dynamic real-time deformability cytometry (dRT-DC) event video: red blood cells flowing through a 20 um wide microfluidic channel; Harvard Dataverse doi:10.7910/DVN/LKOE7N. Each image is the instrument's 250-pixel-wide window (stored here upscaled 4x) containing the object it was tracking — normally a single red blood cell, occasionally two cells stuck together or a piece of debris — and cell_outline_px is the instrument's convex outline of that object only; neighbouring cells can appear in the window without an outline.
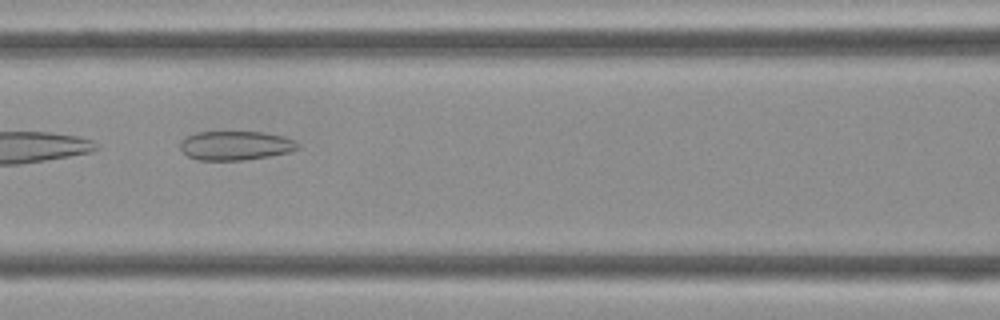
{"species": "Egyptian fruit bat (a non-hibernating species)", "species_latin": "Rousettus aegyptiacus", "temperature_condition": "cold", "stored_images_in_passage": 6, "camera_frame_rate_fps": 3000, "um_per_image_px": 0.085, "frame": {"image": 1, "passage_image": 6, "time_ms": 1.667, "image_size_px": [1000, 320], "cell_outline_px": [[300, 148], [288, 152], [268, 156], [240, 160], [196, 160], [188, 156], [180, 148], [180, 144], [188, 136], [196, 132], [264, 132], [284, 136], [296, 140], [300, 144]], "centroid_in_image_um": [20.06, 12.37], "position_along_channel_um": 146.5, "area_um2": 19.88}}